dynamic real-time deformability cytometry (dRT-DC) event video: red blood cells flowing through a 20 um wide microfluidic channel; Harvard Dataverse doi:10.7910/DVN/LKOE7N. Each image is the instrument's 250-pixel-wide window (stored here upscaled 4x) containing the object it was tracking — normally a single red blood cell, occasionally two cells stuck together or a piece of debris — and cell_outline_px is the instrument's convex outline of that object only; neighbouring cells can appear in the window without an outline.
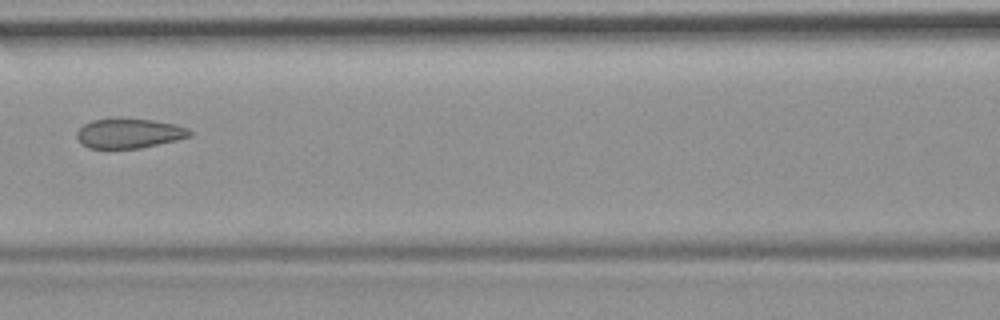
{"species": "common noctule bat (a hibernating species)", "species_latin": "Nyctalus noctula", "temperature_condition": "room temperature", "stored_images_in_passage": 4, "camera_frame_rate_fps": 3000, "um_per_image_px": 0.085, "animal": {"sex": "female", "body_mass_g": 19.9}, "frame": {"image": 1, "passage_image": 3, "time_ms": 2.333, "image_size_px": [1000, 320], "cell_outline_px": [[192, 136], [176, 140], [140, 148], [88, 148], [80, 144], [76, 136], [76, 132], [84, 124], [92, 120], [152, 120], [176, 124], [188, 128], [192, 132]], "centroid_in_image_um": [10.98, 11.36], "position_along_channel_um": 155.6, "area_um2": 19.19}}